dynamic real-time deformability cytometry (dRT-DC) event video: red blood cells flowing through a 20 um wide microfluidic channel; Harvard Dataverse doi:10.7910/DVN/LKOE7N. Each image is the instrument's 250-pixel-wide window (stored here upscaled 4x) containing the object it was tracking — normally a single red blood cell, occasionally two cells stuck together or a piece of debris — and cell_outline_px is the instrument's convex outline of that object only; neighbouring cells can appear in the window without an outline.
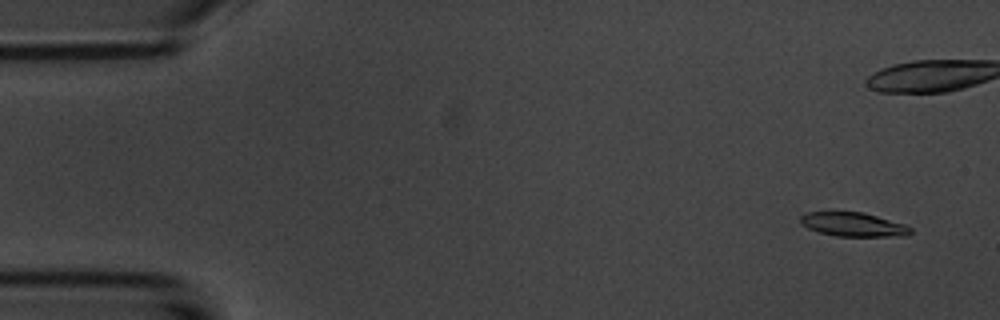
{"species": "common noctule bat (a hibernating species)", "species_latin": "Nyctalus noctula", "temperature_condition": "room temperature", "stored_images_in_passage": 6, "camera_frame_rate_fps": 3000, "um_per_image_px": 0.085, "animal": {"sex": "male", "body_mass_g": 20.1, "forearm_length_mm": 53.5}, "frame": {"image": 1, "passage_image": 2, "time_ms": 1.0, "image_size_px": [1000, 320], "cell_outline_px": [[912, 232], [908, 236], [836, 236], [820, 232], [808, 228], [800, 224], [800, 216], [808, 212], [864, 212], [904, 224], [912, 228]], "centroid_in_image_um": [72.54, 19.08], "position_along_channel_um": 12.5, "area_um2": 15.37}}